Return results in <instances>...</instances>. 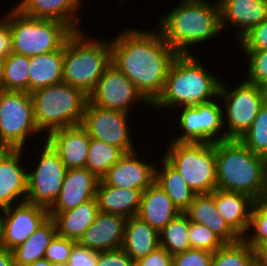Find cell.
<instances>
[{
    "label": "cell",
    "instance_id": "28",
    "mask_svg": "<svg viewBox=\"0 0 267 266\" xmlns=\"http://www.w3.org/2000/svg\"><path fill=\"white\" fill-rule=\"evenodd\" d=\"M160 246L159 232L138 216L127 218L122 249L136 262Z\"/></svg>",
    "mask_w": 267,
    "mask_h": 266
},
{
    "label": "cell",
    "instance_id": "48",
    "mask_svg": "<svg viewBox=\"0 0 267 266\" xmlns=\"http://www.w3.org/2000/svg\"><path fill=\"white\" fill-rule=\"evenodd\" d=\"M0 266H16L12 251L0 246Z\"/></svg>",
    "mask_w": 267,
    "mask_h": 266
},
{
    "label": "cell",
    "instance_id": "14",
    "mask_svg": "<svg viewBox=\"0 0 267 266\" xmlns=\"http://www.w3.org/2000/svg\"><path fill=\"white\" fill-rule=\"evenodd\" d=\"M89 101L100 108L126 113L137 102L151 107L131 80L112 63L98 80L96 88L89 95Z\"/></svg>",
    "mask_w": 267,
    "mask_h": 266
},
{
    "label": "cell",
    "instance_id": "8",
    "mask_svg": "<svg viewBox=\"0 0 267 266\" xmlns=\"http://www.w3.org/2000/svg\"><path fill=\"white\" fill-rule=\"evenodd\" d=\"M162 156L195 194H209L217 188L216 143L168 142Z\"/></svg>",
    "mask_w": 267,
    "mask_h": 266
},
{
    "label": "cell",
    "instance_id": "10",
    "mask_svg": "<svg viewBox=\"0 0 267 266\" xmlns=\"http://www.w3.org/2000/svg\"><path fill=\"white\" fill-rule=\"evenodd\" d=\"M31 94L0 91V141L7 149H24L27 138L38 136Z\"/></svg>",
    "mask_w": 267,
    "mask_h": 266
},
{
    "label": "cell",
    "instance_id": "6",
    "mask_svg": "<svg viewBox=\"0 0 267 266\" xmlns=\"http://www.w3.org/2000/svg\"><path fill=\"white\" fill-rule=\"evenodd\" d=\"M30 94L36 126L45 137L54 130L81 125L89 100L82 90L62 81Z\"/></svg>",
    "mask_w": 267,
    "mask_h": 266
},
{
    "label": "cell",
    "instance_id": "52",
    "mask_svg": "<svg viewBox=\"0 0 267 266\" xmlns=\"http://www.w3.org/2000/svg\"><path fill=\"white\" fill-rule=\"evenodd\" d=\"M55 266H69L68 264H58V265H55Z\"/></svg>",
    "mask_w": 267,
    "mask_h": 266
},
{
    "label": "cell",
    "instance_id": "12",
    "mask_svg": "<svg viewBox=\"0 0 267 266\" xmlns=\"http://www.w3.org/2000/svg\"><path fill=\"white\" fill-rule=\"evenodd\" d=\"M219 99L196 106H183L178 116L182 134L171 142L216 143L226 140ZM223 131V132H222Z\"/></svg>",
    "mask_w": 267,
    "mask_h": 266
},
{
    "label": "cell",
    "instance_id": "7",
    "mask_svg": "<svg viewBox=\"0 0 267 266\" xmlns=\"http://www.w3.org/2000/svg\"><path fill=\"white\" fill-rule=\"evenodd\" d=\"M12 35V52L28 57L61 49L74 32L67 24L22 14L15 7L3 16Z\"/></svg>",
    "mask_w": 267,
    "mask_h": 266
},
{
    "label": "cell",
    "instance_id": "37",
    "mask_svg": "<svg viewBox=\"0 0 267 266\" xmlns=\"http://www.w3.org/2000/svg\"><path fill=\"white\" fill-rule=\"evenodd\" d=\"M249 231L251 233L248 234ZM242 238L252 248L258 242L267 241V198L255 201L251 210L247 233Z\"/></svg>",
    "mask_w": 267,
    "mask_h": 266
},
{
    "label": "cell",
    "instance_id": "33",
    "mask_svg": "<svg viewBox=\"0 0 267 266\" xmlns=\"http://www.w3.org/2000/svg\"><path fill=\"white\" fill-rule=\"evenodd\" d=\"M124 154L116 146L90 138L85 168L101 179Z\"/></svg>",
    "mask_w": 267,
    "mask_h": 266
},
{
    "label": "cell",
    "instance_id": "40",
    "mask_svg": "<svg viewBox=\"0 0 267 266\" xmlns=\"http://www.w3.org/2000/svg\"><path fill=\"white\" fill-rule=\"evenodd\" d=\"M76 241L56 234L48 245L45 259L54 265L67 264Z\"/></svg>",
    "mask_w": 267,
    "mask_h": 266
},
{
    "label": "cell",
    "instance_id": "49",
    "mask_svg": "<svg viewBox=\"0 0 267 266\" xmlns=\"http://www.w3.org/2000/svg\"><path fill=\"white\" fill-rule=\"evenodd\" d=\"M25 266H55V265L50 263L47 259L43 258L33 263L27 264Z\"/></svg>",
    "mask_w": 267,
    "mask_h": 266
},
{
    "label": "cell",
    "instance_id": "25",
    "mask_svg": "<svg viewBox=\"0 0 267 266\" xmlns=\"http://www.w3.org/2000/svg\"><path fill=\"white\" fill-rule=\"evenodd\" d=\"M255 200L240 192L215 189V205L220 216L242 238L247 233Z\"/></svg>",
    "mask_w": 267,
    "mask_h": 266
},
{
    "label": "cell",
    "instance_id": "3",
    "mask_svg": "<svg viewBox=\"0 0 267 266\" xmlns=\"http://www.w3.org/2000/svg\"><path fill=\"white\" fill-rule=\"evenodd\" d=\"M202 61L193 54H178L169 68L162 94L151 107L162 111L217 99L223 81L207 70Z\"/></svg>",
    "mask_w": 267,
    "mask_h": 266
},
{
    "label": "cell",
    "instance_id": "32",
    "mask_svg": "<svg viewBox=\"0 0 267 266\" xmlns=\"http://www.w3.org/2000/svg\"><path fill=\"white\" fill-rule=\"evenodd\" d=\"M190 219L185 212H181L159 233L160 246L172 256L191 249L188 237Z\"/></svg>",
    "mask_w": 267,
    "mask_h": 266
},
{
    "label": "cell",
    "instance_id": "45",
    "mask_svg": "<svg viewBox=\"0 0 267 266\" xmlns=\"http://www.w3.org/2000/svg\"><path fill=\"white\" fill-rule=\"evenodd\" d=\"M173 256L159 246L147 256L135 262V266H172Z\"/></svg>",
    "mask_w": 267,
    "mask_h": 266
},
{
    "label": "cell",
    "instance_id": "36",
    "mask_svg": "<svg viewBox=\"0 0 267 266\" xmlns=\"http://www.w3.org/2000/svg\"><path fill=\"white\" fill-rule=\"evenodd\" d=\"M252 153L267 159V100L250 128L239 139Z\"/></svg>",
    "mask_w": 267,
    "mask_h": 266
},
{
    "label": "cell",
    "instance_id": "46",
    "mask_svg": "<svg viewBox=\"0 0 267 266\" xmlns=\"http://www.w3.org/2000/svg\"><path fill=\"white\" fill-rule=\"evenodd\" d=\"M12 53V35L8 21L0 17V59L7 58Z\"/></svg>",
    "mask_w": 267,
    "mask_h": 266
},
{
    "label": "cell",
    "instance_id": "9",
    "mask_svg": "<svg viewBox=\"0 0 267 266\" xmlns=\"http://www.w3.org/2000/svg\"><path fill=\"white\" fill-rule=\"evenodd\" d=\"M221 83L218 99L222 103V115L226 140L240 139L250 128L262 105L267 100V89L246 79L235 88ZM226 122V123H225ZM226 125V126H225Z\"/></svg>",
    "mask_w": 267,
    "mask_h": 266
},
{
    "label": "cell",
    "instance_id": "19",
    "mask_svg": "<svg viewBox=\"0 0 267 266\" xmlns=\"http://www.w3.org/2000/svg\"><path fill=\"white\" fill-rule=\"evenodd\" d=\"M99 180L86 168L68 169L59 198L49 209V213L67 211L95 198Z\"/></svg>",
    "mask_w": 267,
    "mask_h": 266
},
{
    "label": "cell",
    "instance_id": "29",
    "mask_svg": "<svg viewBox=\"0 0 267 266\" xmlns=\"http://www.w3.org/2000/svg\"><path fill=\"white\" fill-rule=\"evenodd\" d=\"M64 46L46 54L29 57V93L63 81Z\"/></svg>",
    "mask_w": 267,
    "mask_h": 266
},
{
    "label": "cell",
    "instance_id": "34",
    "mask_svg": "<svg viewBox=\"0 0 267 266\" xmlns=\"http://www.w3.org/2000/svg\"><path fill=\"white\" fill-rule=\"evenodd\" d=\"M3 90L29 92V57L11 53L4 59Z\"/></svg>",
    "mask_w": 267,
    "mask_h": 266
},
{
    "label": "cell",
    "instance_id": "11",
    "mask_svg": "<svg viewBox=\"0 0 267 266\" xmlns=\"http://www.w3.org/2000/svg\"><path fill=\"white\" fill-rule=\"evenodd\" d=\"M42 146L39 163L28 170L26 202L50 209L59 198L68 168L46 139Z\"/></svg>",
    "mask_w": 267,
    "mask_h": 266
},
{
    "label": "cell",
    "instance_id": "38",
    "mask_svg": "<svg viewBox=\"0 0 267 266\" xmlns=\"http://www.w3.org/2000/svg\"><path fill=\"white\" fill-rule=\"evenodd\" d=\"M248 60V82L267 89V50H242Z\"/></svg>",
    "mask_w": 267,
    "mask_h": 266
},
{
    "label": "cell",
    "instance_id": "23",
    "mask_svg": "<svg viewBox=\"0 0 267 266\" xmlns=\"http://www.w3.org/2000/svg\"><path fill=\"white\" fill-rule=\"evenodd\" d=\"M185 213L190 222L205 225L224 243H234L241 239L219 215L215 205V190L209 194H196Z\"/></svg>",
    "mask_w": 267,
    "mask_h": 266
},
{
    "label": "cell",
    "instance_id": "17",
    "mask_svg": "<svg viewBox=\"0 0 267 266\" xmlns=\"http://www.w3.org/2000/svg\"><path fill=\"white\" fill-rule=\"evenodd\" d=\"M139 157L137 150L125 153L100 180L112 187L144 191L155 180V165Z\"/></svg>",
    "mask_w": 267,
    "mask_h": 266
},
{
    "label": "cell",
    "instance_id": "44",
    "mask_svg": "<svg viewBox=\"0 0 267 266\" xmlns=\"http://www.w3.org/2000/svg\"><path fill=\"white\" fill-rule=\"evenodd\" d=\"M97 266H135V262L119 248L98 252Z\"/></svg>",
    "mask_w": 267,
    "mask_h": 266
},
{
    "label": "cell",
    "instance_id": "41",
    "mask_svg": "<svg viewBox=\"0 0 267 266\" xmlns=\"http://www.w3.org/2000/svg\"><path fill=\"white\" fill-rule=\"evenodd\" d=\"M237 43L242 50H267V18L252 28Z\"/></svg>",
    "mask_w": 267,
    "mask_h": 266
},
{
    "label": "cell",
    "instance_id": "4",
    "mask_svg": "<svg viewBox=\"0 0 267 266\" xmlns=\"http://www.w3.org/2000/svg\"><path fill=\"white\" fill-rule=\"evenodd\" d=\"M217 188L267 198V159L252 153L239 139L216 142Z\"/></svg>",
    "mask_w": 267,
    "mask_h": 266
},
{
    "label": "cell",
    "instance_id": "27",
    "mask_svg": "<svg viewBox=\"0 0 267 266\" xmlns=\"http://www.w3.org/2000/svg\"><path fill=\"white\" fill-rule=\"evenodd\" d=\"M98 212L95 197L76 208L58 213H49V216L55 222L58 235L78 242L84 231L94 223Z\"/></svg>",
    "mask_w": 267,
    "mask_h": 266
},
{
    "label": "cell",
    "instance_id": "24",
    "mask_svg": "<svg viewBox=\"0 0 267 266\" xmlns=\"http://www.w3.org/2000/svg\"><path fill=\"white\" fill-rule=\"evenodd\" d=\"M180 213L167 193L154 181L143 191L137 216L160 233Z\"/></svg>",
    "mask_w": 267,
    "mask_h": 266
},
{
    "label": "cell",
    "instance_id": "21",
    "mask_svg": "<svg viewBox=\"0 0 267 266\" xmlns=\"http://www.w3.org/2000/svg\"><path fill=\"white\" fill-rule=\"evenodd\" d=\"M44 139L59 153L68 169L85 168L90 136L81 125L54 130Z\"/></svg>",
    "mask_w": 267,
    "mask_h": 266
},
{
    "label": "cell",
    "instance_id": "1",
    "mask_svg": "<svg viewBox=\"0 0 267 266\" xmlns=\"http://www.w3.org/2000/svg\"><path fill=\"white\" fill-rule=\"evenodd\" d=\"M111 38V61L152 105L162 94L167 74L178 53L158 28H126Z\"/></svg>",
    "mask_w": 267,
    "mask_h": 266
},
{
    "label": "cell",
    "instance_id": "51",
    "mask_svg": "<svg viewBox=\"0 0 267 266\" xmlns=\"http://www.w3.org/2000/svg\"><path fill=\"white\" fill-rule=\"evenodd\" d=\"M7 150V148L2 144V142L0 141V153L1 152H4V151H6Z\"/></svg>",
    "mask_w": 267,
    "mask_h": 266
},
{
    "label": "cell",
    "instance_id": "5",
    "mask_svg": "<svg viewBox=\"0 0 267 266\" xmlns=\"http://www.w3.org/2000/svg\"><path fill=\"white\" fill-rule=\"evenodd\" d=\"M85 34L74 31L64 44L63 82L89 96L112 63L111 45L108 39H91Z\"/></svg>",
    "mask_w": 267,
    "mask_h": 266
},
{
    "label": "cell",
    "instance_id": "13",
    "mask_svg": "<svg viewBox=\"0 0 267 266\" xmlns=\"http://www.w3.org/2000/svg\"><path fill=\"white\" fill-rule=\"evenodd\" d=\"M118 110L104 109L87 102L81 126L87 131L90 138L120 148L124 153L134 152L133 133L130 130L128 116Z\"/></svg>",
    "mask_w": 267,
    "mask_h": 266
},
{
    "label": "cell",
    "instance_id": "18",
    "mask_svg": "<svg viewBox=\"0 0 267 266\" xmlns=\"http://www.w3.org/2000/svg\"><path fill=\"white\" fill-rule=\"evenodd\" d=\"M126 220L122 215L99 211L78 243L98 252L122 248Z\"/></svg>",
    "mask_w": 267,
    "mask_h": 266
},
{
    "label": "cell",
    "instance_id": "39",
    "mask_svg": "<svg viewBox=\"0 0 267 266\" xmlns=\"http://www.w3.org/2000/svg\"><path fill=\"white\" fill-rule=\"evenodd\" d=\"M188 237L191 248L214 253L224 242L203 224L190 222Z\"/></svg>",
    "mask_w": 267,
    "mask_h": 266
},
{
    "label": "cell",
    "instance_id": "2",
    "mask_svg": "<svg viewBox=\"0 0 267 266\" xmlns=\"http://www.w3.org/2000/svg\"><path fill=\"white\" fill-rule=\"evenodd\" d=\"M158 24L164 40L178 54H194L190 51L192 46L206 43V40L223 32L217 0L214 3L209 0H181L160 17Z\"/></svg>",
    "mask_w": 267,
    "mask_h": 266
},
{
    "label": "cell",
    "instance_id": "30",
    "mask_svg": "<svg viewBox=\"0 0 267 266\" xmlns=\"http://www.w3.org/2000/svg\"><path fill=\"white\" fill-rule=\"evenodd\" d=\"M161 169L155 165V182L167 193L180 212H185L193 202L195 193L184 178L164 158Z\"/></svg>",
    "mask_w": 267,
    "mask_h": 266
},
{
    "label": "cell",
    "instance_id": "47",
    "mask_svg": "<svg viewBox=\"0 0 267 266\" xmlns=\"http://www.w3.org/2000/svg\"><path fill=\"white\" fill-rule=\"evenodd\" d=\"M253 249L255 266H267V241L258 242Z\"/></svg>",
    "mask_w": 267,
    "mask_h": 266
},
{
    "label": "cell",
    "instance_id": "35",
    "mask_svg": "<svg viewBox=\"0 0 267 266\" xmlns=\"http://www.w3.org/2000/svg\"><path fill=\"white\" fill-rule=\"evenodd\" d=\"M212 266H255L254 249L243 238L224 243L213 253Z\"/></svg>",
    "mask_w": 267,
    "mask_h": 266
},
{
    "label": "cell",
    "instance_id": "16",
    "mask_svg": "<svg viewBox=\"0 0 267 266\" xmlns=\"http://www.w3.org/2000/svg\"><path fill=\"white\" fill-rule=\"evenodd\" d=\"M23 152L7 149L0 153V210L26 202L28 169L23 166Z\"/></svg>",
    "mask_w": 267,
    "mask_h": 266
},
{
    "label": "cell",
    "instance_id": "26",
    "mask_svg": "<svg viewBox=\"0 0 267 266\" xmlns=\"http://www.w3.org/2000/svg\"><path fill=\"white\" fill-rule=\"evenodd\" d=\"M142 194L143 190L112 187L99 180L96 190L97 206L100 212L131 218L137 216Z\"/></svg>",
    "mask_w": 267,
    "mask_h": 266
},
{
    "label": "cell",
    "instance_id": "20",
    "mask_svg": "<svg viewBox=\"0 0 267 266\" xmlns=\"http://www.w3.org/2000/svg\"><path fill=\"white\" fill-rule=\"evenodd\" d=\"M220 7L221 27L238 28L237 41L267 18V0H217Z\"/></svg>",
    "mask_w": 267,
    "mask_h": 266
},
{
    "label": "cell",
    "instance_id": "15",
    "mask_svg": "<svg viewBox=\"0 0 267 266\" xmlns=\"http://www.w3.org/2000/svg\"><path fill=\"white\" fill-rule=\"evenodd\" d=\"M49 209L28 202L0 211V246L13 250L49 218Z\"/></svg>",
    "mask_w": 267,
    "mask_h": 266
},
{
    "label": "cell",
    "instance_id": "42",
    "mask_svg": "<svg viewBox=\"0 0 267 266\" xmlns=\"http://www.w3.org/2000/svg\"><path fill=\"white\" fill-rule=\"evenodd\" d=\"M212 257L209 251L191 248L173 255L172 266H212Z\"/></svg>",
    "mask_w": 267,
    "mask_h": 266
},
{
    "label": "cell",
    "instance_id": "43",
    "mask_svg": "<svg viewBox=\"0 0 267 266\" xmlns=\"http://www.w3.org/2000/svg\"><path fill=\"white\" fill-rule=\"evenodd\" d=\"M98 251L76 242L71 250L68 260L69 266H97Z\"/></svg>",
    "mask_w": 267,
    "mask_h": 266
},
{
    "label": "cell",
    "instance_id": "22",
    "mask_svg": "<svg viewBox=\"0 0 267 266\" xmlns=\"http://www.w3.org/2000/svg\"><path fill=\"white\" fill-rule=\"evenodd\" d=\"M83 0H21L15 7L22 14L33 18L57 20L67 24L73 31H80L78 9ZM81 5V6H80ZM77 14V15H76Z\"/></svg>",
    "mask_w": 267,
    "mask_h": 266
},
{
    "label": "cell",
    "instance_id": "50",
    "mask_svg": "<svg viewBox=\"0 0 267 266\" xmlns=\"http://www.w3.org/2000/svg\"><path fill=\"white\" fill-rule=\"evenodd\" d=\"M4 60L0 59V91L3 90Z\"/></svg>",
    "mask_w": 267,
    "mask_h": 266
},
{
    "label": "cell",
    "instance_id": "31",
    "mask_svg": "<svg viewBox=\"0 0 267 266\" xmlns=\"http://www.w3.org/2000/svg\"><path fill=\"white\" fill-rule=\"evenodd\" d=\"M57 234L55 222L49 217L41 227L12 251L16 266H25L45 257L46 249Z\"/></svg>",
    "mask_w": 267,
    "mask_h": 266
}]
</instances>
